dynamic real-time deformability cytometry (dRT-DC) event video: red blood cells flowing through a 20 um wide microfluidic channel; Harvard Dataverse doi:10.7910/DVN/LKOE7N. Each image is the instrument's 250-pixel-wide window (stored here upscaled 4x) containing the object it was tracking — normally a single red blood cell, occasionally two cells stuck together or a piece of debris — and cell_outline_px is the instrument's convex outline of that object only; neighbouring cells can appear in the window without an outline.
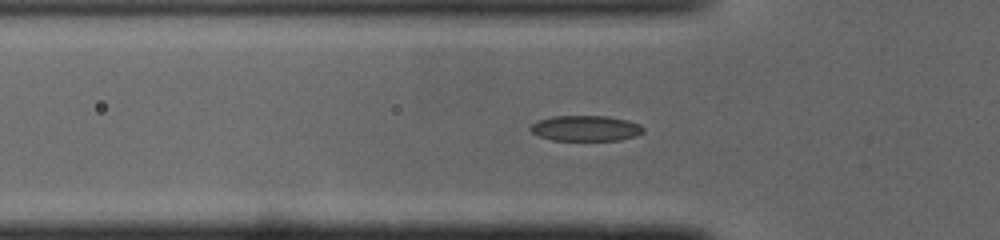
{"species": "common noctule bat (a hibernating species)", "species_latin": "Nyctalus noctula", "temperature_condition": "cold", "stored_images_in_passage": 44, "camera_frame_rate_fps": 3000, "um_per_image_px": 0.085, "animal": {"sex": "male", "body_mass_g": 19.0, "forearm_length_mm": 50.8}, "frame": {"image": 1, "passage_image": 10, "time_ms": 3.0, "image_size_px": [1000, 240], "cell_outline_px": [[644, 132], [636, 136], [620, 140], [552, 140], [540, 136], [532, 132], [528, 128], [536, 120], [552, 116], [608, 116], [628, 120], [640, 124], [644, 128]], "centroid_in_image_um": [49.79, 10.9], "position_along_channel_um": 76.0, "area_um2": 16.94}}
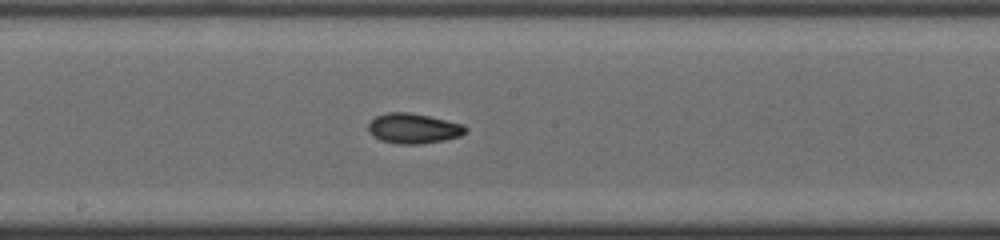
{"frame": {"image": 2, "passage_image": 20, "time_ms": 6.333, "image_size_px": [1000, 240], "cell_outline_px": [[468, 132], [460, 136], [444, 140], [420, 144], [400, 144], [380, 140], [372, 136], [368, 132], [368, 124], [376, 116], [388, 112], [408, 112], [428, 116], [464, 124], [468, 128]], "centroid_in_image_um": [35.15, 10.92], "position_along_channel_um": 213.0, "area_um2": 17.17}}
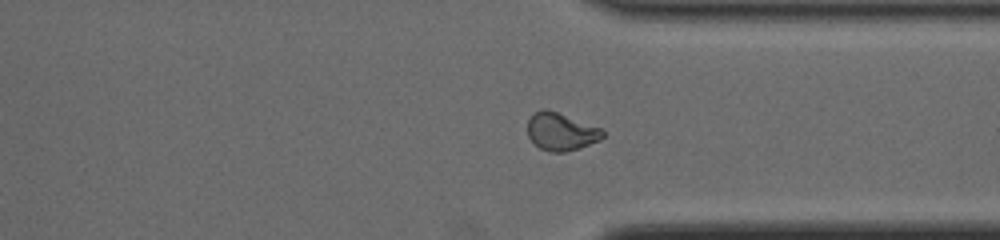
{"frame": {"image": 3, "passage_image": 31, "time_ms": 10.0, "image_size_px": [1000, 240], "cell_outline_px": [[604, 136], [600, 140], [580, 148], [564, 152], [548, 152], [540, 148], [528, 136], [528, 120], [536, 112], [544, 108], [604, 128]], "centroid_in_image_um": [47.73, 11.2], "position_along_channel_um": 363.7, "area_um2": 16.47}, "authors_computed_cell_mechanics": {"area_um2": 16.6175, "velocity_mm_per_s": 4.1114, "shape_relaxation_time_tau1_ms": 4.1574, "shape_relaxation_time_tau2_ms": 3.0614, "deformation_change_tau1": 0.1545, "deformation_change_tau2": 0.0727}}